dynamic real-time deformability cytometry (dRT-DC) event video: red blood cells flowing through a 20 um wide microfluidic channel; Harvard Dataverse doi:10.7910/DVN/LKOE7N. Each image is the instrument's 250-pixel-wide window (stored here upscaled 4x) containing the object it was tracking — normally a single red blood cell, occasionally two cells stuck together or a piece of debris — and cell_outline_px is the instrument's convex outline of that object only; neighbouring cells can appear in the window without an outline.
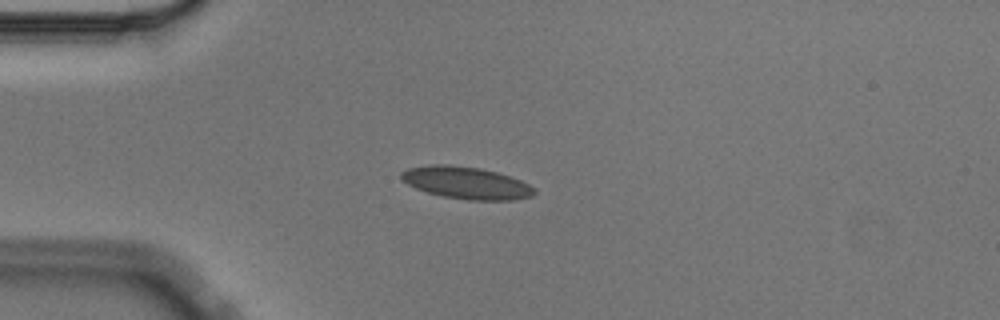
{"species": "Egyptian fruit bat (a non-hibernating species)", "species_latin": "Rousettus aegyptiacus", "temperature_condition": "cold", "stored_images_in_passage": 4, "camera_frame_rate_fps": 3000, "um_per_image_px": 0.085, "animal": {"sex": "male"}, "frame": {"image": 1, "passage_image": 3, "time_ms": 0.667, "image_size_px": [1000, 320], "cell_outline_px": [[536, 192], [532, 196], [512, 200], [468, 200], [444, 196], [428, 192], [416, 188], [400, 180], [400, 172], [408, 168], [432, 164], [448, 164], [480, 168], [496, 172], [520, 180], [536, 188]], "centroid_in_image_um": [39.62, 15.53], "position_along_channel_um": 45.4, "area_um2": 24.91}}